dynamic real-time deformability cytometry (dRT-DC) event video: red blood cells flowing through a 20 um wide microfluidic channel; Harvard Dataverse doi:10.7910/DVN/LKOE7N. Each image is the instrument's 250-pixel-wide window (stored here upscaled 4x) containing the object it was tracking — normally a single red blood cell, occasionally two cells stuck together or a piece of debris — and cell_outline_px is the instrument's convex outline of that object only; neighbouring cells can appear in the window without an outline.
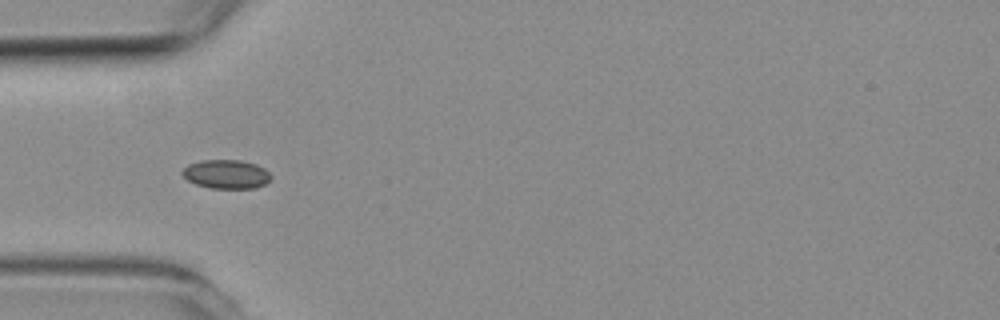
{"species": "common noctule bat (a hibernating species)", "species_latin": "Nyctalus noctula", "temperature_condition": "room temperature", "stored_images_in_passage": 10, "camera_frame_rate_fps": 3000, "um_per_image_px": 0.085, "animal": {"sex": "female", "body_mass_g": 19.3, "forearm_length_mm": 54.1}, "frame": {"image": 1, "passage_image": 5, "time_ms": 5.667, "image_size_px": [1000, 320], "cell_outline_px": [[272, 176], [264, 184], [256, 188], [208, 188], [196, 184], [188, 180], [180, 172], [188, 164], [200, 160], [240, 160], [256, 164], [264, 168]], "centroid_in_image_um": [19.21, 14.8], "position_along_channel_um": 65.8, "area_um2": 14.91}}
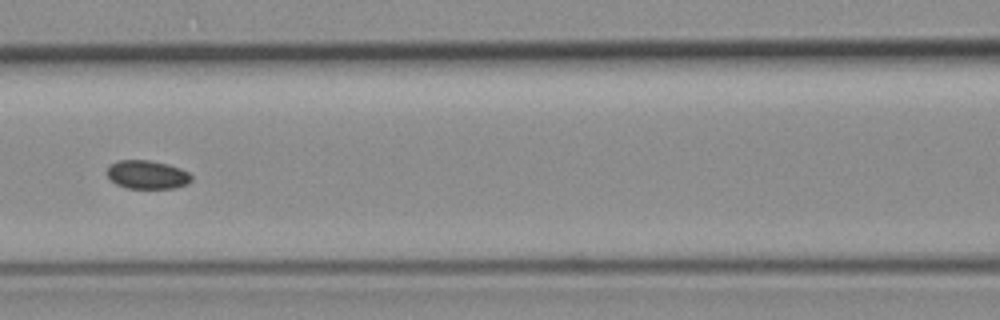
{"frame": {"image": 2, "passage_image": 7, "time_ms": 8.0, "image_size_px": [1000, 320], "cell_outline_px": [[192, 180], [188, 184], [176, 188], [124, 188], [116, 184], [104, 172], [108, 164], [116, 160], [148, 160], [168, 164], [180, 168], [188, 172], [192, 176]], "centroid_in_image_um": [12.47, 14.84], "position_along_channel_um": 154.1, "area_um2": 14.33}}
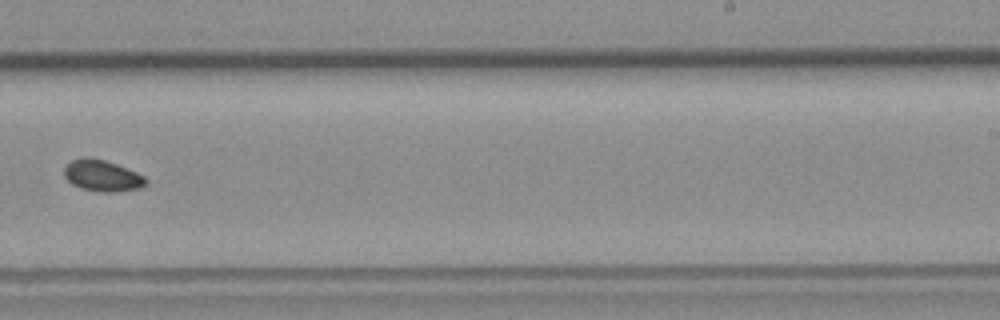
{"frame": {"image": 3, "passage_image": 10, "time_ms": 11.333, "image_size_px": [1000, 320], "cell_outline_px": [[148, 184], [140, 188], [116, 192], [100, 192], [80, 188], [72, 184], [64, 176], [64, 168], [72, 160], [84, 156], [104, 160], [116, 164], [136, 172], [144, 176], [148, 180]], "centroid_in_image_um": [8.7, 14.94], "position_along_channel_um": 280.3, "area_um2": 14.97}}